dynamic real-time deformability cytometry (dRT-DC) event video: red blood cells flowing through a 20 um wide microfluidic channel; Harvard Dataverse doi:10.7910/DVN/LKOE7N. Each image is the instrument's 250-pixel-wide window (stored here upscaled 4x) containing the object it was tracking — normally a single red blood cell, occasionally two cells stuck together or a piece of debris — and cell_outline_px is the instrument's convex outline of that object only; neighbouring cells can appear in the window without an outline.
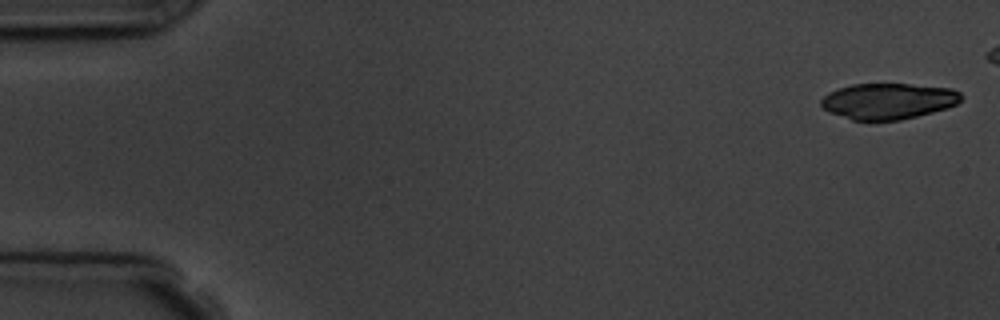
{"species": "common noctule bat (a hibernating species)", "species_latin": "Nyctalus noctula", "temperature_condition": "room temperature", "stored_images_in_passage": 5, "camera_frame_rate_fps": 3000, "um_per_image_px": 0.085, "animal": {"sex": "male", "body_mass_g": 19.5, "forearm_length_mm": 54.6}, "frame": {"image": 1, "passage_image": 1, "time_ms": 0.0, "image_size_px": [1000, 320], "cell_outline_px": [[964, 96], [956, 104], [948, 108], [900, 120], [852, 120], [828, 112], [820, 104], [820, 100], [828, 92], [852, 84], [908, 84], [952, 88], [960, 92]], "centroid_in_image_um": [75.5, 8.59], "position_along_channel_um": 9.5, "area_um2": 29.36}}